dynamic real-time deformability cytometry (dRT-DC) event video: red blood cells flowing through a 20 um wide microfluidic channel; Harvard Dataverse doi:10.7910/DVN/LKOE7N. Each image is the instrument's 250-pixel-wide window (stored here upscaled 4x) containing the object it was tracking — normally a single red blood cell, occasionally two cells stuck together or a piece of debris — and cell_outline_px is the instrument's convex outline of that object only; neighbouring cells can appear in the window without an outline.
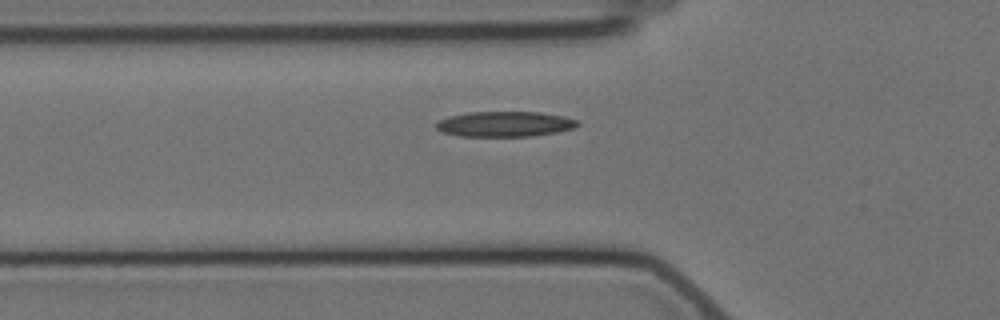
{"species": "Egyptian fruit bat (a non-hibernating species)", "species_latin": "Rousettus aegyptiacus", "temperature_condition": "cold", "stored_images_in_passage": 37, "camera_frame_rate_fps": 3000, "um_per_image_px": 0.085, "animal": {"sex": "female"}, "frame": {"image": 1, "passage_image": 2, "time_ms": 0.333, "image_size_px": [1000, 320], "cell_outline_px": [[580, 124], [572, 128], [556, 132], [532, 136], [460, 136], [444, 132], [436, 128], [436, 124], [440, 120], [448, 116], [468, 112], [540, 112], [564, 116], [576, 120]], "centroid_in_image_um": [42.9, 10.54], "position_along_channel_um": 82.9, "area_um2": 20.69}}
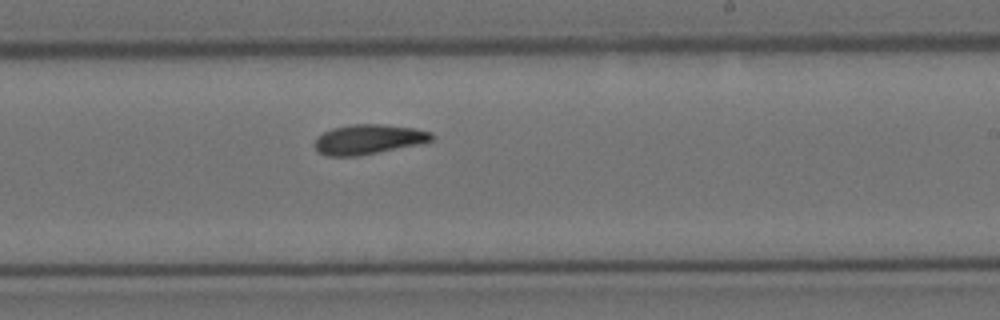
{"frame": {"image": 2, "passage_image": 17, "time_ms": 5.333, "image_size_px": [1000, 320], "cell_outline_px": [[436, 136], [432, 140], [416, 144], [360, 156], [328, 156], [320, 152], [312, 144], [316, 136], [332, 128], [348, 124], [384, 124], [412, 128], [432, 132]], "centroid_in_image_um": [31.27, 11.83], "position_along_channel_um": 257.7, "area_um2": 20.35}}
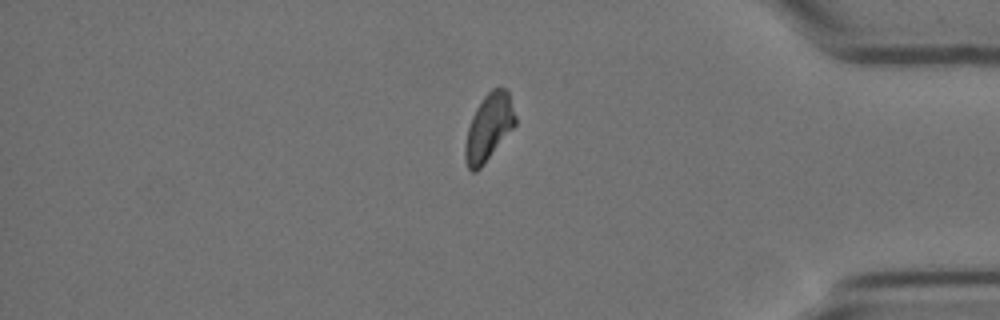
{"frame": {"image": 3, "passage_image": 31, "time_ms": 10.0, "image_size_px": [1000, 320], "cell_outline_px": [[516, 124], [484, 164], [476, 172], [472, 172], [468, 168], [464, 160], [464, 144], [468, 128], [472, 116], [476, 108], [484, 96], [492, 88], [500, 84], [508, 88], [516, 116]], "centroid_in_image_um": [41.55, 10.78], "position_along_channel_um": 393.7, "area_um2": 19.88}, "authors_computed_cell_mechanics": {"area_um2": 19.941, "velocity_mm_per_s": 3.4801, "shape_relaxation_time_tau1_ms": 9.3299, "shape_relaxation_time_tau2_ms": null, "deformation_change_tau1": 0.1941, "deformation_change_tau2": null}}